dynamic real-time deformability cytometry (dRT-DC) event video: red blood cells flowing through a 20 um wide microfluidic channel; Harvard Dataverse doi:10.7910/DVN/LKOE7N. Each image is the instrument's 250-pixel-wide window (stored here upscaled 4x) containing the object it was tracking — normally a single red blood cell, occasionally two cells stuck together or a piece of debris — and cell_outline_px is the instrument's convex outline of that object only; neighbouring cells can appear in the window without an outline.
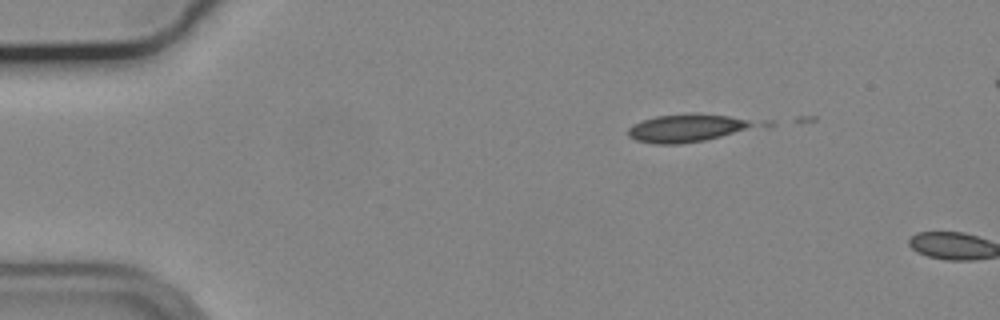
{"species": "common noctule bat (a hibernating species)", "species_latin": "Nyctalus noctula", "temperature_condition": "cold", "stored_images_in_passage": 2, "camera_frame_rate_fps": 3000, "um_per_image_px": 0.085, "animal": {"sex": "male", "body_mass_g": 19.2, "forearm_length_mm": 51.8}, "frame": {"image": 1, "passage_image": 1, "time_ms": 0.0, "image_size_px": [1000, 320], "cell_outline_px": [[752, 124], [744, 128], [720, 136], [704, 140], [680, 144], [652, 144], [636, 140], [628, 136], [628, 128], [632, 124], [656, 116], [692, 112], [728, 116], [748, 120]], "centroid_in_image_um": [58.19, 10.88], "position_along_channel_um": 26.8, "area_um2": 19.94}}